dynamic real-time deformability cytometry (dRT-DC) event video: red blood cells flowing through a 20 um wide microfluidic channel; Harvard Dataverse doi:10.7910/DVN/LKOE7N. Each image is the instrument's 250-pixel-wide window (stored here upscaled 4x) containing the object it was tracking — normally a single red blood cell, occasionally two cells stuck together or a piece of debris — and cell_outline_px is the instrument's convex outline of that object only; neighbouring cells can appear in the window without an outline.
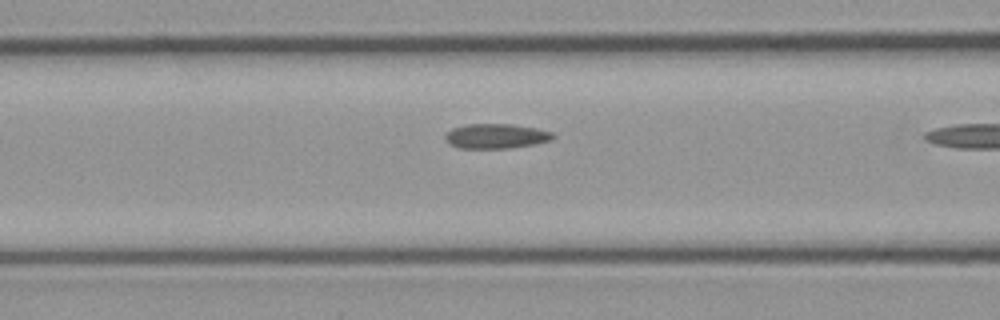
{"species": "common noctule bat (a hibernating species)", "species_latin": "Nyctalus noctula", "temperature_condition": "cold", "stored_images_in_passage": 9, "camera_frame_rate_fps": 3000, "um_per_image_px": 0.085, "animal": {"sex": "male", "body_mass_g": 23.1, "forearm_length_mm": 52.7}, "frame": {"image": 1, "passage_image": 8, "time_ms": 2.333, "image_size_px": [1000, 320], "cell_outline_px": [[556, 136], [548, 140], [536, 144], [508, 148], [460, 148], [448, 144], [444, 140], [444, 136], [452, 128], [468, 124], [512, 124], [536, 128], [552, 132]], "centroid_in_image_um": [42.13, 11.57], "position_along_channel_um": 124.5, "area_um2": 15.55}}